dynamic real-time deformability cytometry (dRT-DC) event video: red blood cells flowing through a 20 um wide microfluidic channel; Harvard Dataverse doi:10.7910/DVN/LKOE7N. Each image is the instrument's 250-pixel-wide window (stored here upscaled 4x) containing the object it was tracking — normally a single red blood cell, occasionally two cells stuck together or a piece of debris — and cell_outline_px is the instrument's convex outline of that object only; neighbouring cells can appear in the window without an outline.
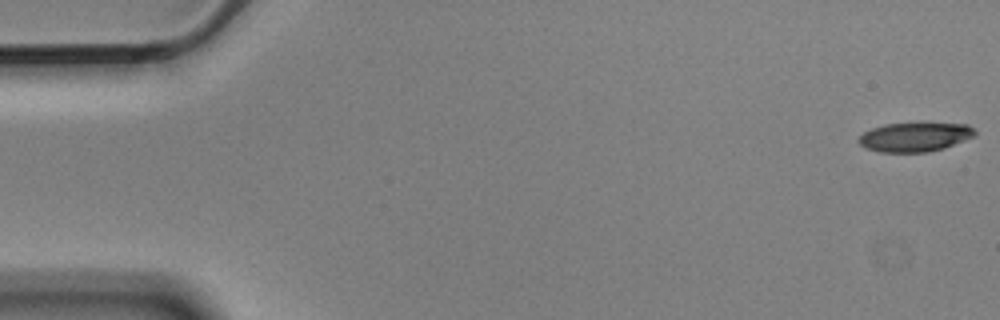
{"species": "Egyptian fruit bat (a non-hibernating species)", "species_latin": "Rousettus aegyptiacus", "temperature_condition": "cold", "stored_images_in_passage": 6, "camera_frame_rate_fps": 3000, "um_per_image_px": 0.085, "animal": {"sex": "male"}, "frame": {"image": 1, "passage_image": 1, "time_ms": 0.0, "image_size_px": [1000, 320], "cell_outline_px": [[976, 132], [972, 136], [964, 140], [944, 148], [928, 152], [880, 152], [864, 148], [856, 140], [864, 132], [872, 128], [888, 124], [924, 120], [968, 124]], "centroid_in_image_um": [77.77, 11.59], "position_along_channel_um": 7.2, "area_um2": 20.52}}